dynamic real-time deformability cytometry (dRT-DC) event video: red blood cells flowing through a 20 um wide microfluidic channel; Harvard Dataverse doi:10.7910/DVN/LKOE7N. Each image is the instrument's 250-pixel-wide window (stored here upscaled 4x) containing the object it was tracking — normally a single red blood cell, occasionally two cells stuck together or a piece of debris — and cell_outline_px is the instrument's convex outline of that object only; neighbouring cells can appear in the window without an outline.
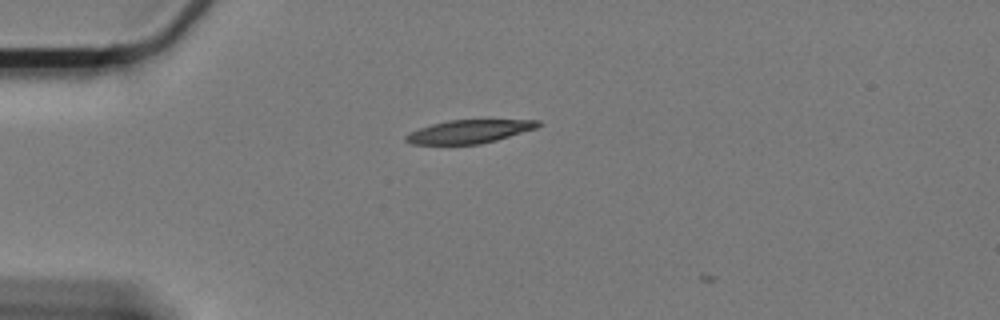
{"species": "Egyptian fruit bat (a non-hibernating species)", "species_latin": "Rousettus aegyptiacus", "temperature_condition": "cold", "stored_images_in_passage": 6, "camera_frame_rate_fps": 3000, "um_per_image_px": 0.085, "animal": {"sex": "female"}, "frame": {"image": 1, "passage_image": 5, "time_ms": 1.333, "image_size_px": [1000, 320], "cell_outline_px": [[540, 124], [536, 128], [496, 140], [480, 144], [412, 144], [404, 140], [404, 136], [420, 128], [432, 124], [448, 120], [540, 120]], "centroid_in_image_um": [39.86, 11.18], "position_along_channel_um": 45.1, "area_um2": 17.69}}